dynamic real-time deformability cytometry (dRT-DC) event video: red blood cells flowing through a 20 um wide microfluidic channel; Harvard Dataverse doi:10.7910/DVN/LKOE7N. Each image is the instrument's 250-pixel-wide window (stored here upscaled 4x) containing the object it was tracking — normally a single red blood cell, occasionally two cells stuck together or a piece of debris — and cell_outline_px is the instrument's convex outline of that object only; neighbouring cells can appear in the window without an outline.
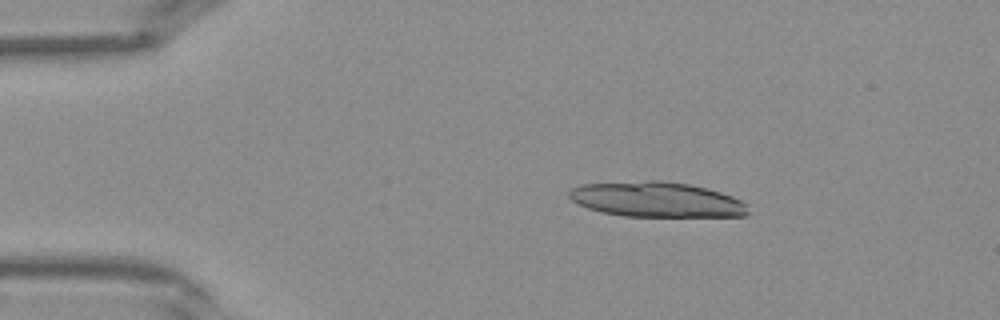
{"species": "Egyptian fruit bat (a non-hibernating species)", "species_latin": "Rousettus aegyptiacus", "temperature_condition": "warm", "stored_images_in_passage": 7, "camera_frame_rate_fps": 3000, "um_per_image_px": 0.085, "frame": {"image": 1, "passage_image": 1, "time_ms": 0.0, "image_size_px": [1000, 320], "cell_outline_px": [[748, 216], [624, 216], [600, 212], [588, 208], [572, 200], [568, 196], [568, 192], [572, 188], [580, 184], [648, 180], [660, 180], [688, 184], [708, 188], [732, 196], [748, 204]], "centroid_in_image_um": [55.81, 16.95], "position_along_channel_um": 29.2, "area_um2": 36.76}}